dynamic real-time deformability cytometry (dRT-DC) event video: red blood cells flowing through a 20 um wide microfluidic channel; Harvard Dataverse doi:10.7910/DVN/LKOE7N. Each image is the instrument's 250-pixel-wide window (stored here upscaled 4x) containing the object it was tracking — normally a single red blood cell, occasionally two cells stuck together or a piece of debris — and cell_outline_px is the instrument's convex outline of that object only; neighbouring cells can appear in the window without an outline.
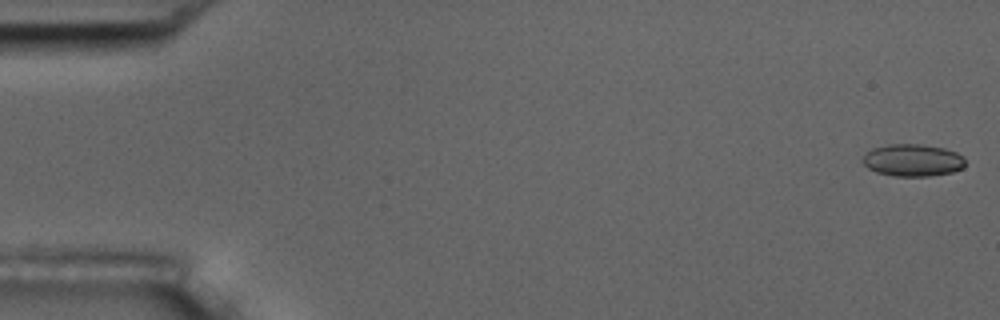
{"species": "common noctule bat (a hibernating species)", "species_latin": "Nyctalus noctula", "temperature_condition": "room temperature", "stored_images_in_passage": 55, "camera_frame_rate_fps": 3000, "um_per_image_px": 0.085, "animal": {"sex": "male", "body_mass_g": 17.5, "forearm_length_mm": 52.3}, "frame": {"image": 1, "passage_image": 1, "time_ms": 0.0, "image_size_px": [1000, 320], "cell_outline_px": [[964, 168], [952, 172], [928, 176], [892, 176], [876, 172], [868, 168], [860, 160], [872, 148], [888, 144], [920, 144], [944, 148], [956, 152], [964, 156]], "centroid_in_image_um": [77.57, 13.62], "position_along_channel_um": 7.4, "area_um2": 19.36}}
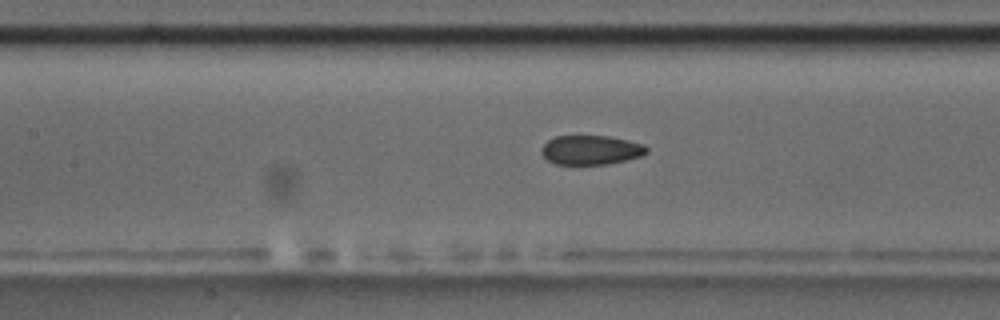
{"frame": {"image": 2, "passage_image": 25, "time_ms": 8.0, "image_size_px": [1000, 320], "cell_outline_px": [[648, 152], [640, 156], [608, 164], [556, 164], [548, 160], [540, 152], [540, 148], [548, 140], [556, 136], [608, 136], [644, 144], [648, 148]], "centroid_in_image_um": [50.21, 12.74], "position_along_channel_um": 157.2, "area_um2": 17.86}}
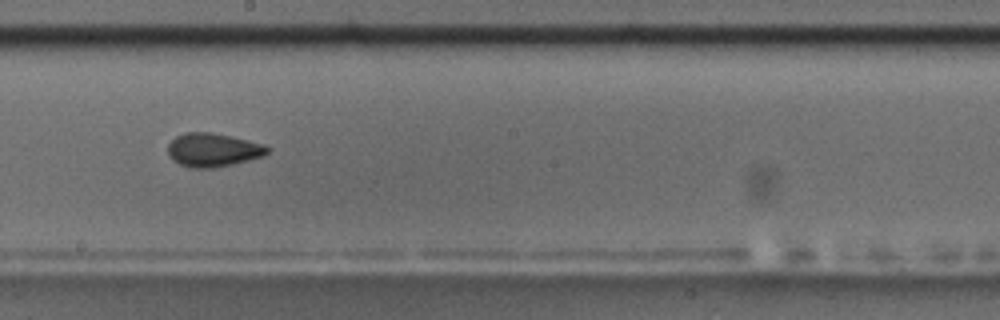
{"frame": {"image": 3, "passage_image": 31, "time_ms": 10.0, "image_size_px": [1000, 320], "cell_outline_px": [[272, 148], [264, 156], [232, 164], [212, 168], [188, 168], [172, 160], [168, 152], [168, 144], [176, 136], [184, 132], [212, 132], [248, 140], [264, 144]], "centroid_in_image_um": [18.11, 12.74], "position_along_channel_um": 230.1, "area_um2": 19.59}, "authors_computed_cell_mechanics": {"area_um2": 18.9584, "velocity_mm_per_s": 3.668, "shape_relaxation_time_tau1_ms": 5.1417, "shape_relaxation_time_tau2_ms": 2.2834, "deformation_change_tau1": 0.1031, "deformation_change_tau2": 0.0601}}